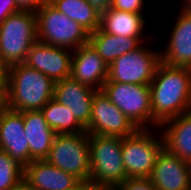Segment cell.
<instances>
[{
    "mask_svg": "<svg viewBox=\"0 0 191 190\" xmlns=\"http://www.w3.org/2000/svg\"><path fill=\"white\" fill-rule=\"evenodd\" d=\"M161 63L160 50L145 47L119 56L108 66L106 82L150 85Z\"/></svg>",
    "mask_w": 191,
    "mask_h": 190,
    "instance_id": "9c48e42d",
    "label": "cell"
},
{
    "mask_svg": "<svg viewBox=\"0 0 191 190\" xmlns=\"http://www.w3.org/2000/svg\"><path fill=\"white\" fill-rule=\"evenodd\" d=\"M181 3V8L188 12H191V0H182Z\"/></svg>",
    "mask_w": 191,
    "mask_h": 190,
    "instance_id": "836d02e7",
    "label": "cell"
},
{
    "mask_svg": "<svg viewBox=\"0 0 191 190\" xmlns=\"http://www.w3.org/2000/svg\"><path fill=\"white\" fill-rule=\"evenodd\" d=\"M24 176V168L5 151L0 150V190H8L19 183Z\"/></svg>",
    "mask_w": 191,
    "mask_h": 190,
    "instance_id": "cb8c5ba5",
    "label": "cell"
},
{
    "mask_svg": "<svg viewBox=\"0 0 191 190\" xmlns=\"http://www.w3.org/2000/svg\"><path fill=\"white\" fill-rule=\"evenodd\" d=\"M149 179L155 190H188L191 185V163L163 148Z\"/></svg>",
    "mask_w": 191,
    "mask_h": 190,
    "instance_id": "7c38bea8",
    "label": "cell"
},
{
    "mask_svg": "<svg viewBox=\"0 0 191 190\" xmlns=\"http://www.w3.org/2000/svg\"><path fill=\"white\" fill-rule=\"evenodd\" d=\"M87 190H122L120 186H87Z\"/></svg>",
    "mask_w": 191,
    "mask_h": 190,
    "instance_id": "d6a6232c",
    "label": "cell"
},
{
    "mask_svg": "<svg viewBox=\"0 0 191 190\" xmlns=\"http://www.w3.org/2000/svg\"><path fill=\"white\" fill-rule=\"evenodd\" d=\"M145 0H111L109 8L144 15Z\"/></svg>",
    "mask_w": 191,
    "mask_h": 190,
    "instance_id": "d4e9b609",
    "label": "cell"
},
{
    "mask_svg": "<svg viewBox=\"0 0 191 190\" xmlns=\"http://www.w3.org/2000/svg\"><path fill=\"white\" fill-rule=\"evenodd\" d=\"M49 3L89 34L100 27L101 13L86 0H50Z\"/></svg>",
    "mask_w": 191,
    "mask_h": 190,
    "instance_id": "7402d4cb",
    "label": "cell"
},
{
    "mask_svg": "<svg viewBox=\"0 0 191 190\" xmlns=\"http://www.w3.org/2000/svg\"><path fill=\"white\" fill-rule=\"evenodd\" d=\"M24 130L22 112L8 108L0 115L1 150L23 168L29 164V144Z\"/></svg>",
    "mask_w": 191,
    "mask_h": 190,
    "instance_id": "5bb4252c",
    "label": "cell"
},
{
    "mask_svg": "<svg viewBox=\"0 0 191 190\" xmlns=\"http://www.w3.org/2000/svg\"><path fill=\"white\" fill-rule=\"evenodd\" d=\"M70 77L97 91L108 77V66L88 42L73 51Z\"/></svg>",
    "mask_w": 191,
    "mask_h": 190,
    "instance_id": "2e32d148",
    "label": "cell"
},
{
    "mask_svg": "<svg viewBox=\"0 0 191 190\" xmlns=\"http://www.w3.org/2000/svg\"><path fill=\"white\" fill-rule=\"evenodd\" d=\"M157 129H137L132 135L122 138V159L127 178H150L158 154L164 148L161 132Z\"/></svg>",
    "mask_w": 191,
    "mask_h": 190,
    "instance_id": "5b68a950",
    "label": "cell"
},
{
    "mask_svg": "<svg viewBox=\"0 0 191 190\" xmlns=\"http://www.w3.org/2000/svg\"><path fill=\"white\" fill-rule=\"evenodd\" d=\"M72 55L70 49L37 41L30 48L25 64L57 82L70 77Z\"/></svg>",
    "mask_w": 191,
    "mask_h": 190,
    "instance_id": "8fae6325",
    "label": "cell"
},
{
    "mask_svg": "<svg viewBox=\"0 0 191 190\" xmlns=\"http://www.w3.org/2000/svg\"><path fill=\"white\" fill-rule=\"evenodd\" d=\"M102 91L137 129L153 128L149 85L105 82Z\"/></svg>",
    "mask_w": 191,
    "mask_h": 190,
    "instance_id": "ba28073f",
    "label": "cell"
},
{
    "mask_svg": "<svg viewBox=\"0 0 191 190\" xmlns=\"http://www.w3.org/2000/svg\"><path fill=\"white\" fill-rule=\"evenodd\" d=\"M23 179L33 190H87L75 176L50 164L33 160L24 168Z\"/></svg>",
    "mask_w": 191,
    "mask_h": 190,
    "instance_id": "4fadbf2b",
    "label": "cell"
},
{
    "mask_svg": "<svg viewBox=\"0 0 191 190\" xmlns=\"http://www.w3.org/2000/svg\"><path fill=\"white\" fill-rule=\"evenodd\" d=\"M20 10L37 12L48 0H15Z\"/></svg>",
    "mask_w": 191,
    "mask_h": 190,
    "instance_id": "83f0119b",
    "label": "cell"
},
{
    "mask_svg": "<svg viewBox=\"0 0 191 190\" xmlns=\"http://www.w3.org/2000/svg\"><path fill=\"white\" fill-rule=\"evenodd\" d=\"M41 112L56 134H77L86 131L72 115L71 110L54 98L47 102Z\"/></svg>",
    "mask_w": 191,
    "mask_h": 190,
    "instance_id": "603a6c76",
    "label": "cell"
},
{
    "mask_svg": "<svg viewBox=\"0 0 191 190\" xmlns=\"http://www.w3.org/2000/svg\"><path fill=\"white\" fill-rule=\"evenodd\" d=\"M24 133L29 144V163L49 155L56 133L46 122L41 110L23 111Z\"/></svg>",
    "mask_w": 191,
    "mask_h": 190,
    "instance_id": "ac0fdd59",
    "label": "cell"
},
{
    "mask_svg": "<svg viewBox=\"0 0 191 190\" xmlns=\"http://www.w3.org/2000/svg\"><path fill=\"white\" fill-rule=\"evenodd\" d=\"M167 46L160 50L161 62L167 66L191 68V12L180 7Z\"/></svg>",
    "mask_w": 191,
    "mask_h": 190,
    "instance_id": "e0dca14e",
    "label": "cell"
},
{
    "mask_svg": "<svg viewBox=\"0 0 191 190\" xmlns=\"http://www.w3.org/2000/svg\"><path fill=\"white\" fill-rule=\"evenodd\" d=\"M90 179L87 186H119L127 175L122 159V138L89 135Z\"/></svg>",
    "mask_w": 191,
    "mask_h": 190,
    "instance_id": "3957f363",
    "label": "cell"
},
{
    "mask_svg": "<svg viewBox=\"0 0 191 190\" xmlns=\"http://www.w3.org/2000/svg\"><path fill=\"white\" fill-rule=\"evenodd\" d=\"M55 82L25 63L9 67L8 107L15 111L41 110L54 95Z\"/></svg>",
    "mask_w": 191,
    "mask_h": 190,
    "instance_id": "7a4b0ae2",
    "label": "cell"
},
{
    "mask_svg": "<svg viewBox=\"0 0 191 190\" xmlns=\"http://www.w3.org/2000/svg\"><path fill=\"white\" fill-rule=\"evenodd\" d=\"M8 190H33V189L24 179H22L19 183H17L15 186L11 187Z\"/></svg>",
    "mask_w": 191,
    "mask_h": 190,
    "instance_id": "1f68e13d",
    "label": "cell"
},
{
    "mask_svg": "<svg viewBox=\"0 0 191 190\" xmlns=\"http://www.w3.org/2000/svg\"><path fill=\"white\" fill-rule=\"evenodd\" d=\"M137 128L104 94L102 90L94 94L91 117L86 132L89 135H105L124 138L132 135Z\"/></svg>",
    "mask_w": 191,
    "mask_h": 190,
    "instance_id": "30bf717a",
    "label": "cell"
},
{
    "mask_svg": "<svg viewBox=\"0 0 191 190\" xmlns=\"http://www.w3.org/2000/svg\"><path fill=\"white\" fill-rule=\"evenodd\" d=\"M36 21L39 42L72 51L88 43L89 33L49 2L36 12Z\"/></svg>",
    "mask_w": 191,
    "mask_h": 190,
    "instance_id": "8992f818",
    "label": "cell"
},
{
    "mask_svg": "<svg viewBox=\"0 0 191 190\" xmlns=\"http://www.w3.org/2000/svg\"><path fill=\"white\" fill-rule=\"evenodd\" d=\"M9 66L0 55V86H8Z\"/></svg>",
    "mask_w": 191,
    "mask_h": 190,
    "instance_id": "f1b7e54d",
    "label": "cell"
},
{
    "mask_svg": "<svg viewBox=\"0 0 191 190\" xmlns=\"http://www.w3.org/2000/svg\"><path fill=\"white\" fill-rule=\"evenodd\" d=\"M149 86L153 128L191 111V68L161 62Z\"/></svg>",
    "mask_w": 191,
    "mask_h": 190,
    "instance_id": "6da1fadb",
    "label": "cell"
},
{
    "mask_svg": "<svg viewBox=\"0 0 191 190\" xmlns=\"http://www.w3.org/2000/svg\"><path fill=\"white\" fill-rule=\"evenodd\" d=\"M8 108V87L0 86V115Z\"/></svg>",
    "mask_w": 191,
    "mask_h": 190,
    "instance_id": "f546056e",
    "label": "cell"
},
{
    "mask_svg": "<svg viewBox=\"0 0 191 190\" xmlns=\"http://www.w3.org/2000/svg\"><path fill=\"white\" fill-rule=\"evenodd\" d=\"M15 0H0V24L12 13L19 11Z\"/></svg>",
    "mask_w": 191,
    "mask_h": 190,
    "instance_id": "4316f807",
    "label": "cell"
},
{
    "mask_svg": "<svg viewBox=\"0 0 191 190\" xmlns=\"http://www.w3.org/2000/svg\"><path fill=\"white\" fill-rule=\"evenodd\" d=\"M119 186L122 190H155L149 178H128Z\"/></svg>",
    "mask_w": 191,
    "mask_h": 190,
    "instance_id": "484cf974",
    "label": "cell"
},
{
    "mask_svg": "<svg viewBox=\"0 0 191 190\" xmlns=\"http://www.w3.org/2000/svg\"><path fill=\"white\" fill-rule=\"evenodd\" d=\"M86 1H88L100 13L106 11L111 4V0H86Z\"/></svg>",
    "mask_w": 191,
    "mask_h": 190,
    "instance_id": "4dcf8cb0",
    "label": "cell"
},
{
    "mask_svg": "<svg viewBox=\"0 0 191 190\" xmlns=\"http://www.w3.org/2000/svg\"><path fill=\"white\" fill-rule=\"evenodd\" d=\"M164 148L191 163V111L165 121L159 128Z\"/></svg>",
    "mask_w": 191,
    "mask_h": 190,
    "instance_id": "d6986e66",
    "label": "cell"
},
{
    "mask_svg": "<svg viewBox=\"0 0 191 190\" xmlns=\"http://www.w3.org/2000/svg\"><path fill=\"white\" fill-rule=\"evenodd\" d=\"M96 92L97 90L68 77L55 82L53 98L69 108L72 115L86 129L89 126Z\"/></svg>",
    "mask_w": 191,
    "mask_h": 190,
    "instance_id": "9a60e30c",
    "label": "cell"
},
{
    "mask_svg": "<svg viewBox=\"0 0 191 190\" xmlns=\"http://www.w3.org/2000/svg\"><path fill=\"white\" fill-rule=\"evenodd\" d=\"M147 21L145 15L108 8L101 13L100 28L108 34L140 38L146 42L143 35Z\"/></svg>",
    "mask_w": 191,
    "mask_h": 190,
    "instance_id": "ffe728a7",
    "label": "cell"
},
{
    "mask_svg": "<svg viewBox=\"0 0 191 190\" xmlns=\"http://www.w3.org/2000/svg\"><path fill=\"white\" fill-rule=\"evenodd\" d=\"M37 41L35 12L19 10L0 24V55L9 67L25 63L30 48Z\"/></svg>",
    "mask_w": 191,
    "mask_h": 190,
    "instance_id": "277c9868",
    "label": "cell"
},
{
    "mask_svg": "<svg viewBox=\"0 0 191 190\" xmlns=\"http://www.w3.org/2000/svg\"><path fill=\"white\" fill-rule=\"evenodd\" d=\"M50 164L75 176L83 185L90 179L89 134H56L45 159Z\"/></svg>",
    "mask_w": 191,
    "mask_h": 190,
    "instance_id": "52a82bcc",
    "label": "cell"
},
{
    "mask_svg": "<svg viewBox=\"0 0 191 190\" xmlns=\"http://www.w3.org/2000/svg\"><path fill=\"white\" fill-rule=\"evenodd\" d=\"M88 42L109 66L119 56L134 51L143 45L140 38L115 36L104 32L100 27L89 34Z\"/></svg>",
    "mask_w": 191,
    "mask_h": 190,
    "instance_id": "44dd1931",
    "label": "cell"
}]
</instances>
